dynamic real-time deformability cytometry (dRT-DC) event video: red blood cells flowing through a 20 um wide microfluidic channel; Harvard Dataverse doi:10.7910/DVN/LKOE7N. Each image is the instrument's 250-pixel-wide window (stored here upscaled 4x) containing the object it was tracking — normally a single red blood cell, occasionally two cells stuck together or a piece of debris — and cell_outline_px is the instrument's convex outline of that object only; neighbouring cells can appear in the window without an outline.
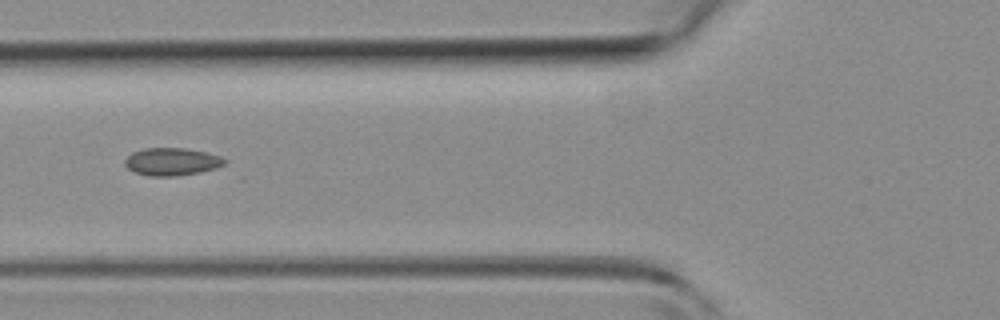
{"species": "common noctule bat (a hibernating species)", "species_latin": "Nyctalus noctula", "temperature_condition": "room temperature", "stored_images_in_passage": 4, "camera_frame_rate_fps": 3000, "um_per_image_px": 0.085, "animal": {"sex": "female", "body_mass_g": 19.3, "forearm_length_mm": 54.1}, "frame": {"image": 1, "passage_image": 4, "time_ms": 3.333, "image_size_px": [1000, 320], "cell_outline_px": [[228, 160], [224, 164], [216, 168], [200, 172], [176, 176], [148, 176], [136, 172], [128, 168], [124, 164], [124, 160], [132, 152], [144, 148], [184, 148], [208, 152], [220, 156]], "centroid_in_image_um": [14.62, 13.74], "position_along_channel_um": 111.2, "area_um2": 16.13}}